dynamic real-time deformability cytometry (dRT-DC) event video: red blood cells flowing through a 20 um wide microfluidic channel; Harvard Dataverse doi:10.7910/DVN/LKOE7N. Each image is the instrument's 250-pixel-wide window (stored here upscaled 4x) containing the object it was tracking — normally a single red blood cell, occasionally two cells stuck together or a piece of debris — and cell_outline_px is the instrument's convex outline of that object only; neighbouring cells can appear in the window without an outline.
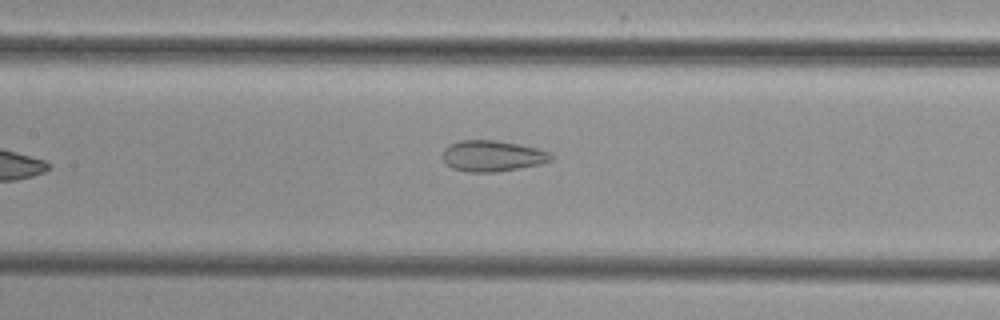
{"species": "common noctule bat (a hibernating species)", "species_latin": "Nyctalus noctula", "temperature_condition": "cold", "stored_images_in_passage": 7, "camera_frame_rate_fps": 3000, "um_per_image_px": 0.085, "animal": {"sex": "female", "body_mass_g": 29.2, "forearm_length_mm": 56.3}, "frame": {"image": 1, "passage_image": 7, "time_ms": 7.0, "image_size_px": [1000, 320], "cell_outline_px": [[556, 156], [552, 160], [540, 164], [520, 168], [496, 172], [468, 172], [452, 168], [440, 156], [444, 148], [448, 144], [460, 140], [496, 140], [520, 144], [552, 152]], "centroid_in_image_um": [41.87, 13.25], "position_along_channel_um": 165.5, "area_um2": 19.94}}